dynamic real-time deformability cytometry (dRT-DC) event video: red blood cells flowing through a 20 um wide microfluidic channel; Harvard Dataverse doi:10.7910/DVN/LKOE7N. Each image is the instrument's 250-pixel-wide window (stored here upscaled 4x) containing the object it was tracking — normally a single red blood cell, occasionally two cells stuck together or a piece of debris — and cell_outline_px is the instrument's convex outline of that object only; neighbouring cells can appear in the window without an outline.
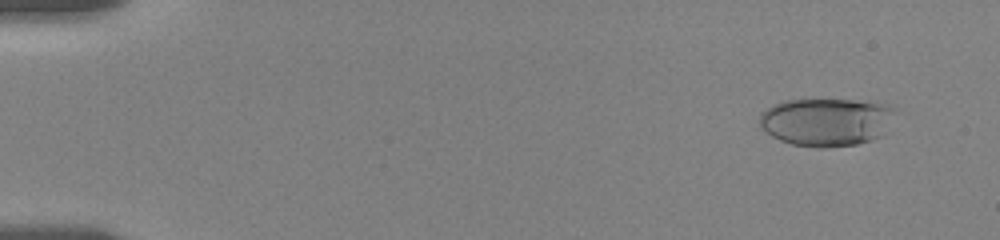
{"species": "human", "species_latin": "Homo sapiens", "temperature_condition": "room temperature", "stored_images_in_passage": 25, "camera_frame_rate_fps": 3000, "um_per_image_px": 0.085, "donor": {"sex": "female"}, "frame": {"image": 1, "passage_image": 3, "time_ms": 0.667, "image_size_px": [1000, 240], "cell_outline_px": [[896, 112], [880, 136], [872, 140], [856, 144], [824, 148], [816, 148], [792, 144], [780, 140], [772, 136], [760, 128], [760, 112], [784, 100], [852, 100], [884, 104], [896, 108]], "centroid_in_image_um": [70.21, 10.37], "position_along_channel_um": 14.8, "area_um2": 37.8}}
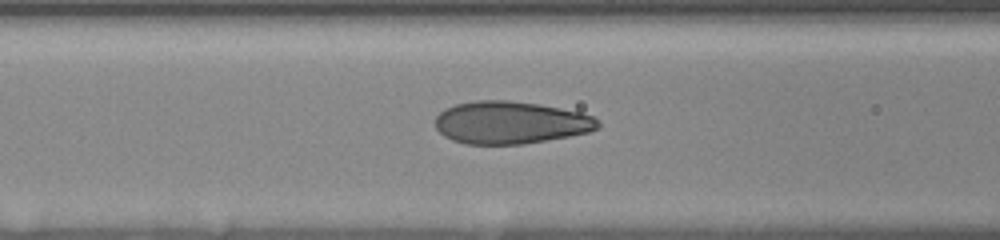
{"frame": {"image": 2, "passage_image": 16, "time_ms": 7.333, "image_size_px": [1000, 240], "cell_outline_px": [[600, 124], [596, 128], [588, 132], [568, 136], [524, 144], [464, 144], [452, 140], [444, 136], [436, 128], [436, 116], [440, 112], [456, 104], [476, 100], [508, 100], [540, 104], [580, 112], [592, 116]], "centroid_in_image_um": [43.37, 10.42], "position_along_channel_um": 123.2, "area_um2": 40.11}}
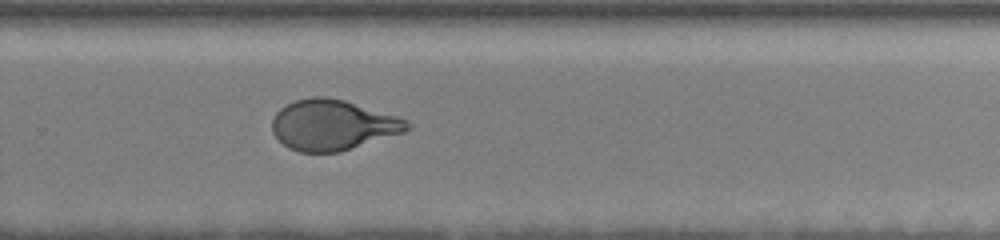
{"frame": {"image": 3, "passage_image": 25, "time_ms": 12.333, "image_size_px": [1000, 240], "cell_outline_px": [[412, 128], [404, 132], [340, 152], [300, 152], [288, 148], [272, 132], [272, 116], [280, 108], [296, 100], [312, 96], [324, 96], [344, 100], [396, 116], [408, 120], [412, 124]], "centroid_in_image_um": [28.28, 10.62], "position_along_channel_um": 301.5, "area_um2": 39.65}}